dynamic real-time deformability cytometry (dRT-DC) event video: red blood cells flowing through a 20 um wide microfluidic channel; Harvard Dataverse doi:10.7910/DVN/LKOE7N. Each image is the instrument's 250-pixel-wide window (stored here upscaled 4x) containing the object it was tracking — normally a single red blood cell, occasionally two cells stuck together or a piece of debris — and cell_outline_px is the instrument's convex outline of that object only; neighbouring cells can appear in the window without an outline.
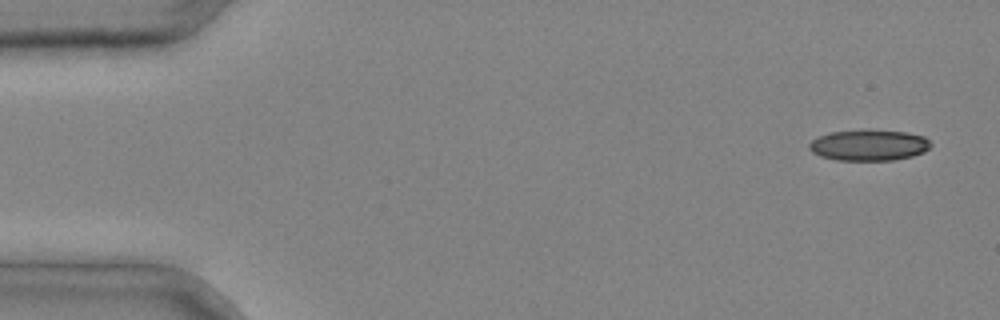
{"species": "common noctule bat (a hibernating species)", "species_latin": "Nyctalus noctula", "temperature_condition": "cold", "stored_images_in_passage": 4, "camera_frame_rate_fps": 3000, "um_per_image_px": 0.085, "animal": {"sex": "male", "body_mass_g": 20.4}, "frame": {"image": 1, "passage_image": 1, "time_ms": 0.0, "image_size_px": [1000, 320], "cell_outline_px": [[932, 144], [924, 152], [912, 156], [892, 160], [836, 160], [820, 156], [812, 152], [808, 148], [808, 144], [812, 140], [828, 132], [860, 128], [868, 128], [904, 132], [924, 136]], "centroid_in_image_um": [73.82, 12.31], "position_along_channel_um": 11.2, "area_um2": 22.43}}
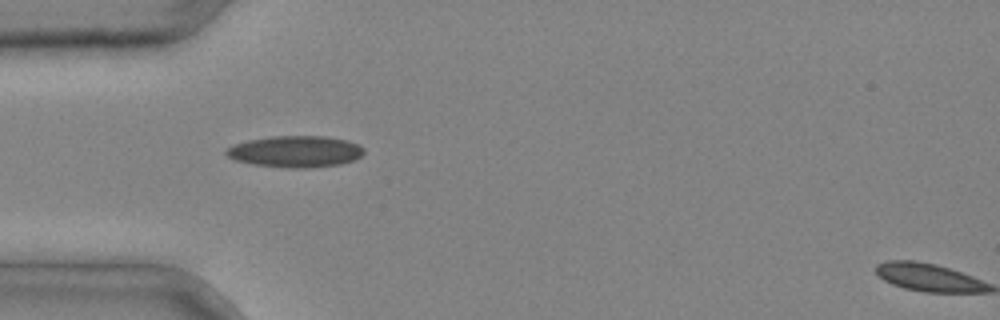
{"frame": {"image": 2, "passage_image": 3, "time_ms": 0.667, "image_size_px": [1000, 320], "cell_outline_px": [[364, 152], [360, 156], [352, 160], [340, 164], [308, 168], [288, 168], [252, 164], [236, 160], [228, 156], [224, 152], [228, 148], [236, 144], [248, 140], [272, 136], [324, 136], [348, 140], [364, 148]], "centroid_in_image_um": [25.11, 12.88], "position_along_channel_um": 59.9, "area_um2": 25.09}}